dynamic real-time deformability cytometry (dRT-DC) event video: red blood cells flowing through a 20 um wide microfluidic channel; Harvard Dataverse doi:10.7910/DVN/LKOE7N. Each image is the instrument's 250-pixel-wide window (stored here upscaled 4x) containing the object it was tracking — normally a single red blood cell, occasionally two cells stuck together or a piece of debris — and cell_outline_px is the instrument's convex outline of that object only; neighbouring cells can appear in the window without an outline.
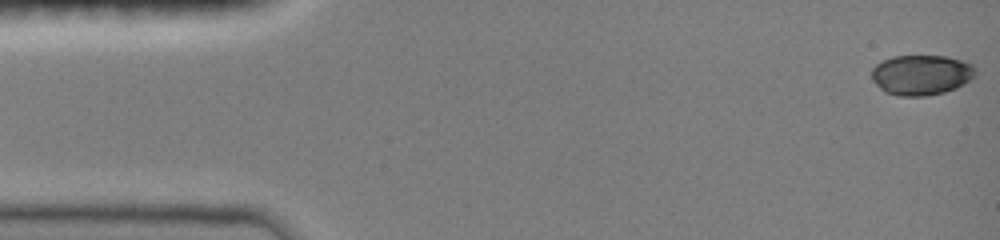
{"species": "common noctule bat (a hibernating species)", "species_latin": "Nyctalus noctula", "temperature_condition": "room temperature", "stored_images_in_passage": 17, "camera_frame_rate_fps": 3000, "um_per_image_px": 0.085, "animal": {"sex": "female", "body_mass_g": 19.0, "forearm_length_mm": 51.5}, "frame": {"image": 1, "passage_image": 1, "time_ms": 0.0, "image_size_px": [1000, 240], "cell_outline_px": [[976, 76], [964, 84], [956, 88], [944, 92], [924, 96], [900, 96], [884, 92], [872, 80], [872, 68], [876, 64], [892, 56], [948, 56], [972, 64], [976, 68]], "centroid_in_image_um": [78.32, 6.36], "position_along_channel_um": 6.7, "area_um2": 24.45}}
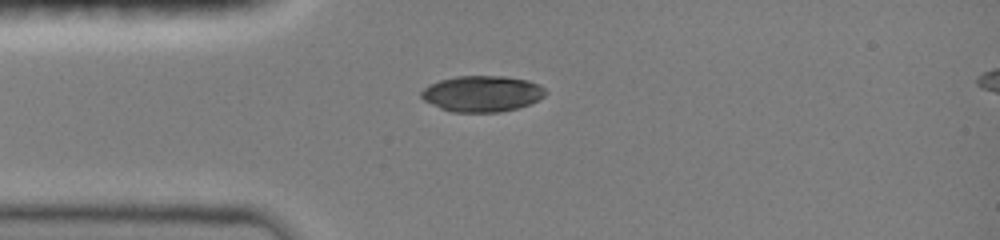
{"frame": {"image": 2, "passage_image": 11, "time_ms": 3.667, "image_size_px": [1000, 240], "cell_outline_px": [[548, 92], [544, 96], [528, 104], [516, 108], [500, 112], [452, 112], [440, 108], [424, 100], [420, 96], [420, 92], [428, 84], [440, 80], [456, 76], [504, 76], [528, 80], [540, 84]], "centroid_in_image_um": [40.96, 7.95], "position_along_channel_um": 44.0, "area_um2": 26.13}}
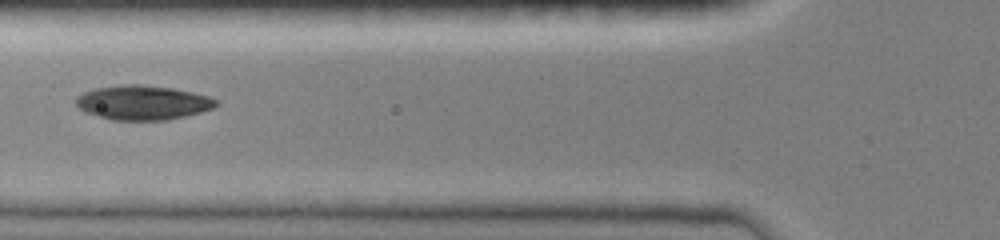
{"frame": {"image": 3, "passage_image": 15, "time_ms": 5.667, "image_size_px": [1000, 240], "cell_outline_px": [[220, 104], [212, 108], [200, 112], [168, 120], [112, 120], [84, 112], [76, 104], [76, 96], [84, 92], [96, 88], [120, 84], [144, 84], [172, 88], [192, 92], [208, 96], [216, 100]], "centroid_in_image_um": [12.12, 8.71], "position_along_channel_um": 113.7, "area_um2": 28.15}}